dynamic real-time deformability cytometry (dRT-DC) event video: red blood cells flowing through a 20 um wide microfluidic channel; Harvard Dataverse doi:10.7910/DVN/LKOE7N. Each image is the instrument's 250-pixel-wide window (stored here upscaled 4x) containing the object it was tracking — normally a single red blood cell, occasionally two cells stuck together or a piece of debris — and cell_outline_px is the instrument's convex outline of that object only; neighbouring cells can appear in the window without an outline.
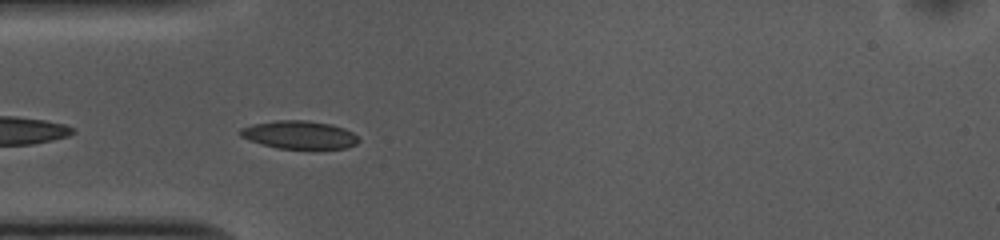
{"species": "common noctule bat (a hibernating species)", "species_latin": "Nyctalus noctula", "temperature_condition": "cold", "stored_images_in_passage": 9, "camera_frame_rate_fps": 3000, "um_per_image_px": 0.085, "animal": {"sex": "female", "body_mass_g": 10.0, "forearm_length_mm": 53.1}, "frame": {"image": 1, "passage_image": 3, "time_ms": 0.667, "image_size_px": [1000, 240], "cell_outline_px": [[360, 140], [356, 144], [348, 148], [276, 148], [248, 140], [240, 136], [240, 128], [252, 124], [276, 120], [308, 120], [332, 124], [344, 128], [360, 136]], "centroid_in_image_um": [25.46, 11.45], "position_along_channel_um": 59.5, "area_um2": 19.48}}
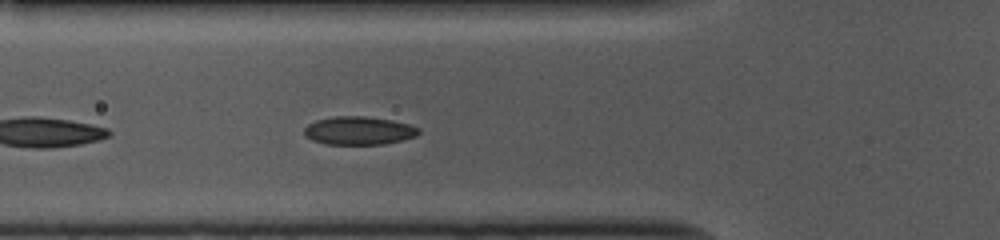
{"frame": {"image": 2, "passage_image": 6, "time_ms": 1.667, "image_size_px": [1000, 240], "cell_outline_px": [[420, 132], [416, 136], [384, 144], [324, 144], [312, 140], [304, 132], [304, 128], [308, 124], [316, 120], [332, 116], [364, 116], [392, 120], [408, 124], [420, 128]], "centroid_in_image_um": [30.5, 11.1], "position_along_channel_um": 95.3, "area_um2": 18.79}}